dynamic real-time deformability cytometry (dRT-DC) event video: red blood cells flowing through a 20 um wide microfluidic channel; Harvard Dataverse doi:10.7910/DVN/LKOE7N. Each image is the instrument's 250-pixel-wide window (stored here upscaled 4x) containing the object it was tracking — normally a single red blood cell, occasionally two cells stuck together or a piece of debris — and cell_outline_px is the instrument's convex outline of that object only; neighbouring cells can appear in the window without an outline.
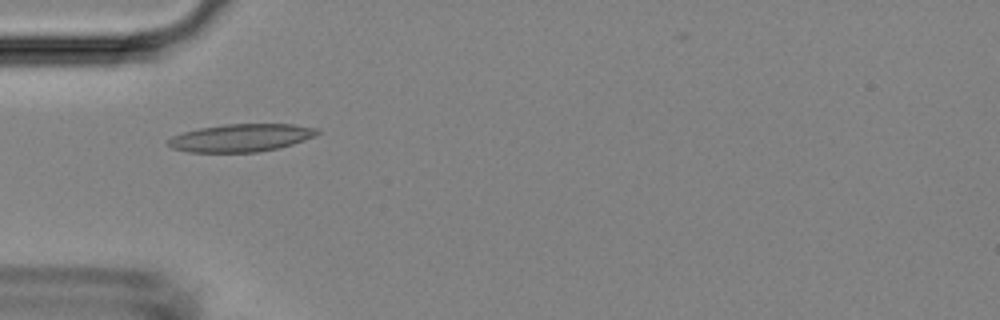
{"species": "Egyptian fruit bat (a non-hibernating species)", "species_latin": "Rousettus aegyptiacus", "temperature_condition": "room temperature", "stored_images_in_passage": 3, "camera_frame_rate_fps": 3000, "um_per_image_px": 0.085, "animal": {"sex": "female"}, "frame": {"image": 1, "passage_image": 1, "time_ms": 0.0, "image_size_px": [1000, 320], "cell_outline_px": [[320, 132], [316, 136], [280, 148], [256, 152], [188, 152], [172, 148], [168, 144], [168, 140], [172, 136], [184, 132], [200, 128], [224, 124], [292, 124], [316, 128]], "centroid_in_image_um": [20.5, 11.71], "position_along_channel_um": 64.5, "area_um2": 24.04}}